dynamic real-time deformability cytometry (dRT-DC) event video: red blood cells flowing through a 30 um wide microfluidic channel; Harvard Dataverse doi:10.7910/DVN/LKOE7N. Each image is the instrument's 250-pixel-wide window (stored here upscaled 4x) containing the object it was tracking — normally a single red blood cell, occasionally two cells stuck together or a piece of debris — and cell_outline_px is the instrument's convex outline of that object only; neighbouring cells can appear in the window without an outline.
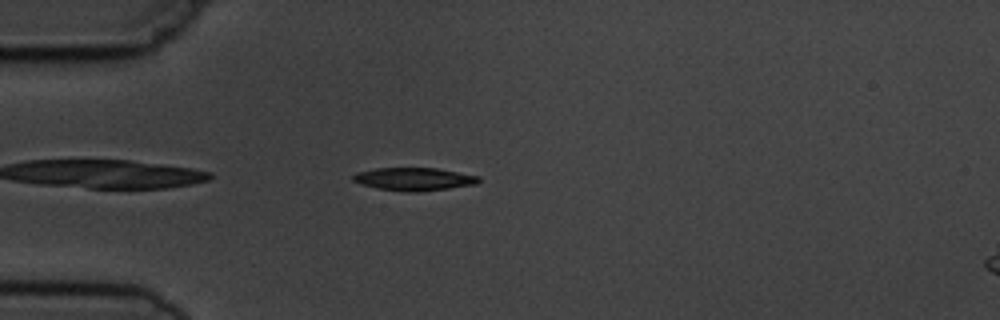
{"species": "common noctule bat (a hibernating species)", "species_latin": "Nyctalus noctula", "temperature_condition": "cold", "stored_images_in_passage": 5, "camera_frame_rate_fps": 3000, "um_per_image_px": 0.085, "animal": {"sex": "male", "body_mass_g": 19.5, "forearm_length_mm": 54.6}, "frame": {"image": 1, "passage_image": 4, "time_ms": 3.667, "image_size_px": [1000, 320], "cell_outline_px": [[480, 180], [476, 184], [448, 188], [416, 192], [408, 192], [376, 188], [360, 184], [352, 180], [352, 176], [356, 172], [376, 168], [436, 168], [480, 176]], "centroid_in_image_um": [35.16, 15.22], "position_along_channel_um": 49.8, "area_um2": 16.76}}